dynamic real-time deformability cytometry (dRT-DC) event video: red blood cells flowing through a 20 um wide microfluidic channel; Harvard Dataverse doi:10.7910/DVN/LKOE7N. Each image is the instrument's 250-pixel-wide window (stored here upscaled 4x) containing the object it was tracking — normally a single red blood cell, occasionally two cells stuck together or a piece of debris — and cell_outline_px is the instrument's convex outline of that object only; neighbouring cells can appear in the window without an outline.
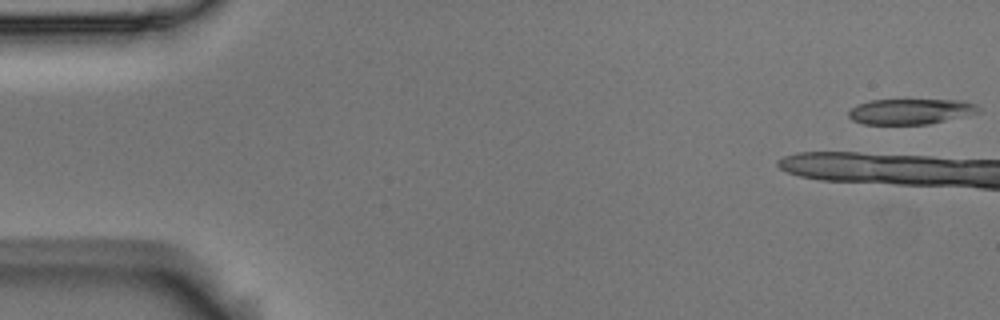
{"species": "Egyptian fruit bat (a non-hibernating species)", "species_latin": "Rousettus aegyptiacus", "temperature_condition": "room temperature", "stored_images_in_passage": 5, "camera_frame_rate_fps": 3000, "um_per_image_px": 0.085, "animal": {"sex": "male"}, "frame": {"image": 1, "passage_image": 1, "time_ms": 0.0, "image_size_px": [1000, 320], "cell_outline_px": [[980, 112], [928, 124], [864, 124], [852, 120], [848, 116], [848, 112], [856, 104], [868, 100], [960, 100], [976, 104], [980, 108]], "centroid_in_image_um": [77.36, 9.47], "position_along_channel_um": 7.6, "area_um2": 19.25}}
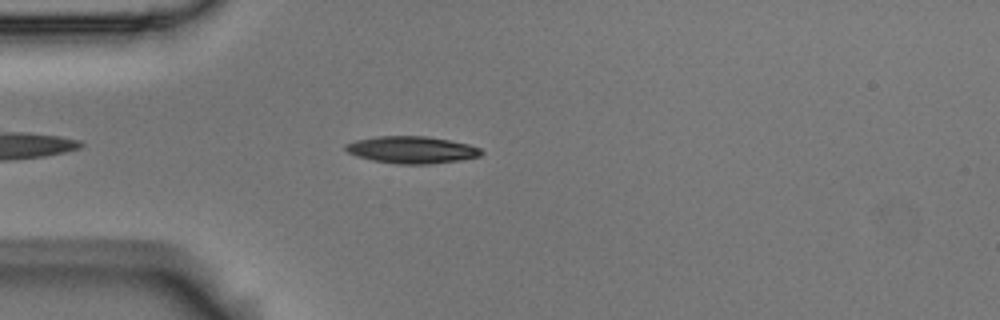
{"frame": {"image": 2, "passage_image": 5, "time_ms": 1.333, "image_size_px": [1000, 320], "cell_outline_px": [[484, 152], [480, 156], [460, 160], [428, 164], [400, 164], [372, 160], [356, 156], [348, 152], [344, 148], [344, 144], [356, 140], [376, 136], [428, 136], [468, 144], [480, 148]], "centroid_in_image_um": [34.98, 12.73], "position_along_channel_um": 50.0, "area_um2": 21.39}}